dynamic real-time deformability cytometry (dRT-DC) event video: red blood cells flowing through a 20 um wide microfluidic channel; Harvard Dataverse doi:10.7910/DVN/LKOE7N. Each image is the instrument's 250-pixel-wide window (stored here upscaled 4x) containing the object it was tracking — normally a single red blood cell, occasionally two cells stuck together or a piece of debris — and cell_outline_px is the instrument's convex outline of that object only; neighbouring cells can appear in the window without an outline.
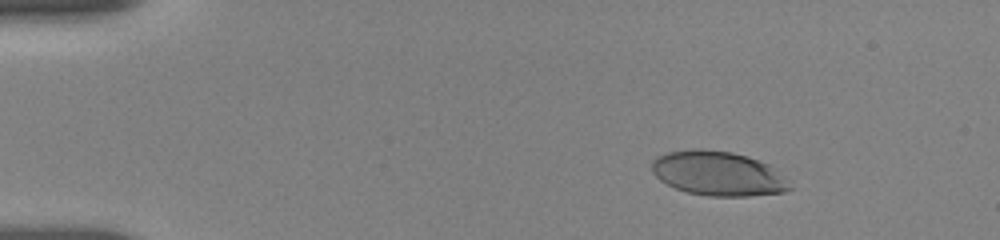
{"species": "human", "species_latin": "Homo sapiens", "temperature_condition": "room temperature", "stored_images_in_passage": 55, "camera_frame_rate_fps": 3000, "um_per_image_px": 0.085, "donor": {"sex": "female"}, "frame": {"image": 1, "passage_image": 8, "time_ms": 2.333, "image_size_px": [1000, 240], "cell_outline_px": [[792, 188], [784, 192], [748, 196], [708, 196], [688, 192], [676, 188], [660, 180], [652, 172], [652, 160], [656, 156], [668, 152], [688, 148], [700, 148], [732, 152], [748, 156], [768, 164]], "centroid_in_image_um": [60.96, 14.73], "position_along_channel_um": 24.0, "area_um2": 35.49}}
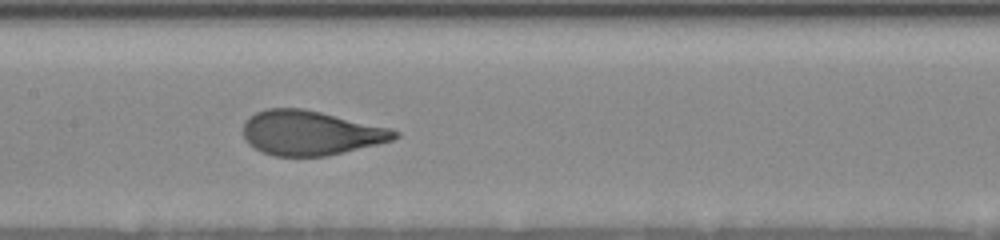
{"frame": {"image": 2, "passage_image": 28, "time_ms": 9.0, "image_size_px": [1000, 240], "cell_outline_px": [[400, 136], [392, 140], [328, 156], [276, 156], [264, 152], [248, 144], [244, 140], [244, 124], [248, 116], [256, 112], [268, 108], [300, 108], [320, 112], [392, 128], [400, 132]], "centroid_in_image_um": [26.4, 11.29], "position_along_channel_um": 181.0, "area_um2": 39.19}}
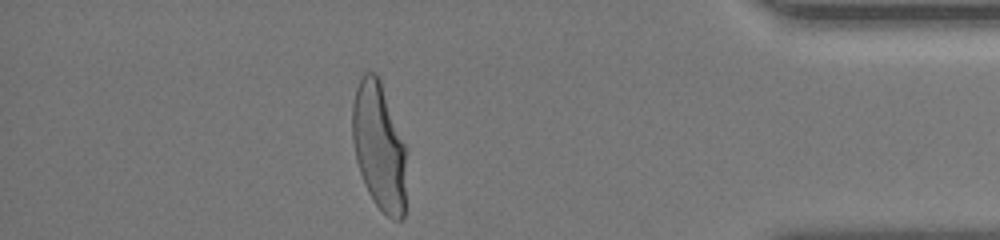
{"frame": {"image": 3, "passage_image": 49, "time_ms": 16.0, "image_size_px": [1000, 240], "cell_outline_px": [[404, 220], [392, 220], [372, 200], [364, 184], [356, 160], [352, 140], [352, 104], [356, 88], [364, 72], [376, 72], [380, 80], [404, 144]], "centroid_in_image_um": [32.18, 12.45], "position_along_channel_um": 403.0, "area_um2": 39.54}, "authors_computed_cell_mechanics": {"area_um2": 39.7086, "velocity_mm_per_s": 3.658, "shape_relaxation_time_tau1_ms": 4.0972, "shape_relaxation_time_tau2_ms": null, "deformation_change_tau1": 0.1852, "deformation_change_tau2": null}}